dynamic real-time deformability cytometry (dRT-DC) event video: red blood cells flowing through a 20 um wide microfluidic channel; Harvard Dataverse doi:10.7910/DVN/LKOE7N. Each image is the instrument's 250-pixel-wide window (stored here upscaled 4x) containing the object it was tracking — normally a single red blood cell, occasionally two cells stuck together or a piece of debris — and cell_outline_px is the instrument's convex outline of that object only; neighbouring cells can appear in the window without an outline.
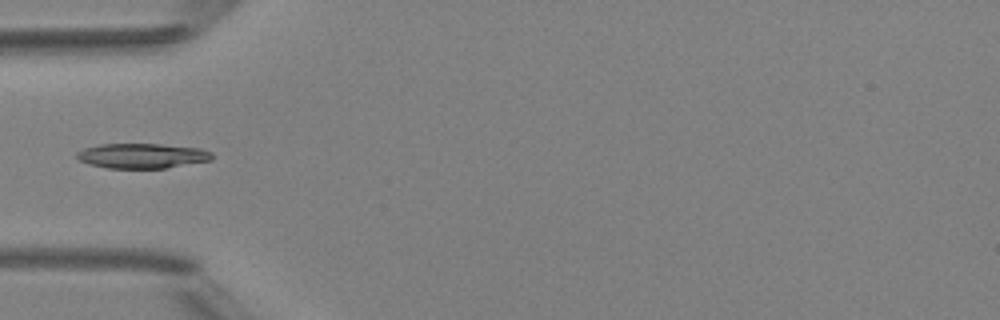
{"species": "Egyptian fruit bat (a non-hibernating species)", "species_latin": "Rousettus aegyptiacus", "temperature_condition": "room temperature", "stored_images_in_passage": 4, "camera_frame_rate_fps": 3000, "um_per_image_px": 0.085, "animal": {"sex": "female"}, "frame": {"image": 1, "passage_image": 4, "time_ms": 3.667, "image_size_px": [1000, 320], "cell_outline_px": [[212, 160], [164, 168], [108, 168], [88, 164], [80, 160], [76, 156], [76, 152], [84, 148], [100, 144], [160, 144], [200, 148], [212, 152]], "centroid_in_image_um": [12.07, 13.24], "position_along_channel_um": 72.9, "area_um2": 19.59}}